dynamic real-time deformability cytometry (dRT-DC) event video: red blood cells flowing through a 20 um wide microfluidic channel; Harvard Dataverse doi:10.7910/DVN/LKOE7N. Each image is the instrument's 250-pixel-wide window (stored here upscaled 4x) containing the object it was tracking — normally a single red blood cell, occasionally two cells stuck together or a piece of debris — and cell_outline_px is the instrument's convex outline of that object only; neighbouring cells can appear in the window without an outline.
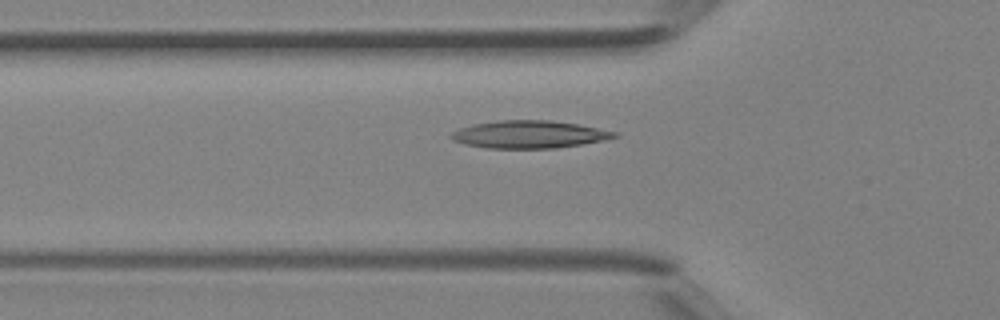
{"species": "Egyptian fruit bat (a non-hibernating species)", "species_latin": "Rousettus aegyptiacus", "temperature_condition": "room temperature", "stored_images_in_passage": 43, "camera_frame_rate_fps": 3000, "um_per_image_px": 0.085, "animal": {"sex": "female"}, "frame": {"image": 1, "passage_image": 15, "time_ms": 4.667, "image_size_px": [1000, 320], "cell_outline_px": [[620, 136], [604, 140], [584, 144], [556, 148], [488, 148], [464, 144], [452, 140], [448, 136], [452, 132], [460, 128], [472, 124], [496, 120], [552, 120], [576, 124], [620, 132]], "centroid_in_image_um": [44.99, 11.42], "position_along_channel_um": 80.8, "area_um2": 26.47}}
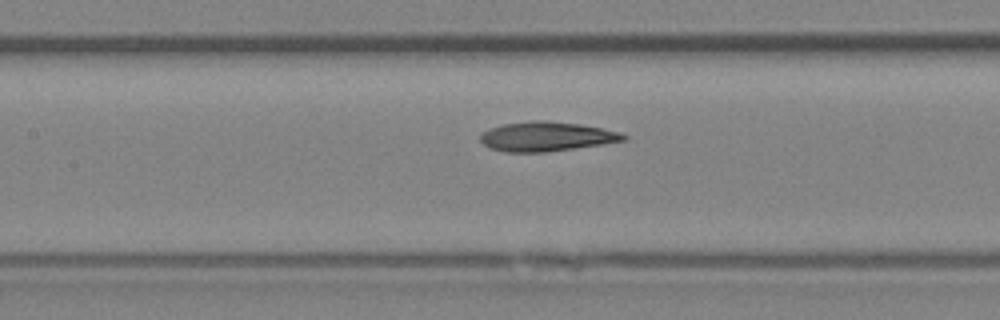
{"frame": {"image": 2, "passage_image": 20, "time_ms": 6.333, "image_size_px": [1000, 320], "cell_outline_px": [[628, 136], [624, 140], [600, 144], [548, 152], [504, 152], [488, 148], [480, 140], [480, 136], [488, 128], [504, 124], [532, 120], [544, 120], [580, 124], [620, 132]], "centroid_in_image_um": [46.4, 11.6], "position_along_channel_um": 161.0, "area_um2": 24.45}}
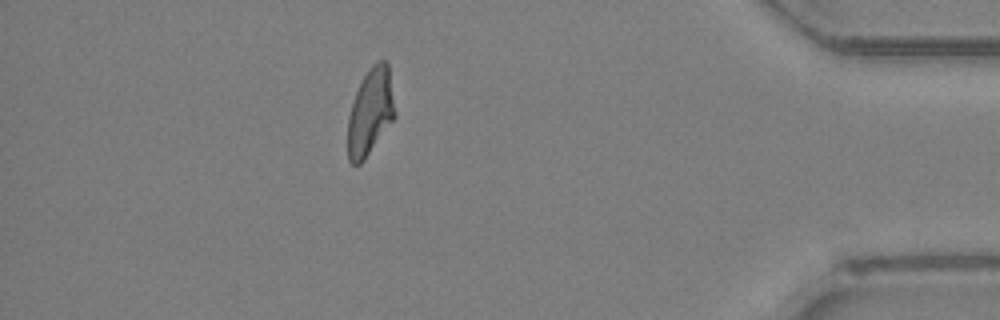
{"frame": {"image": 3, "passage_image": 38, "time_ms": 12.333, "image_size_px": [1000, 320], "cell_outline_px": [[396, 116], [364, 160], [360, 164], [352, 164], [348, 160], [348, 116], [356, 92], [364, 76], [372, 64], [376, 60], [388, 60], [396, 112]], "centroid_in_image_um": [31.5, 9.48], "position_along_channel_um": 403.7, "area_um2": 23.87}}